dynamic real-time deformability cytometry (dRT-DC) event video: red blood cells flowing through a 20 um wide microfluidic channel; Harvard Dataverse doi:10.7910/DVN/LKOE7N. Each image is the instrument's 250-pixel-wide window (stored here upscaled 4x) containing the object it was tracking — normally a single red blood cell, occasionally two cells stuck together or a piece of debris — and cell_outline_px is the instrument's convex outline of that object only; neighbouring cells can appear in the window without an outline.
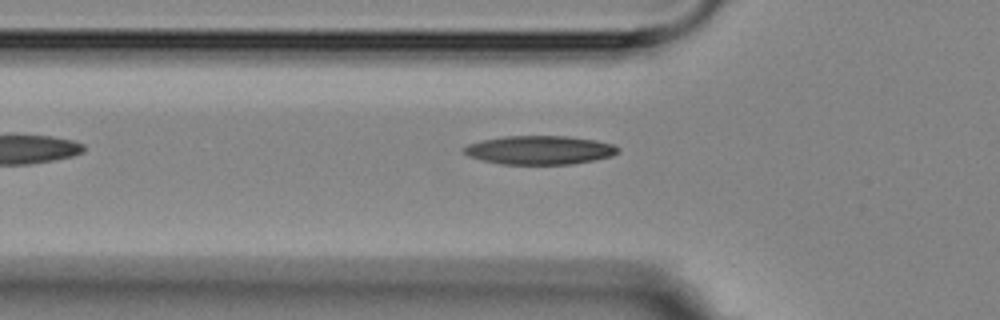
{"species": "Egyptian fruit bat (a non-hibernating species)", "species_latin": "Rousettus aegyptiacus", "temperature_condition": "room temperature", "stored_images_in_passage": 4, "camera_frame_rate_fps": 3000, "um_per_image_px": 0.085, "animal": {"sex": "female"}, "frame": {"image": 1, "passage_image": 3, "time_ms": 2.333, "image_size_px": [1000, 320], "cell_outline_px": [[620, 152], [612, 156], [572, 164], [500, 164], [468, 156], [464, 152], [464, 148], [468, 144], [480, 140], [504, 136], [568, 136], [596, 140], [612, 144], [620, 148]], "centroid_in_image_um": [45.89, 12.75], "position_along_channel_um": 79.9, "area_um2": 25.78}}
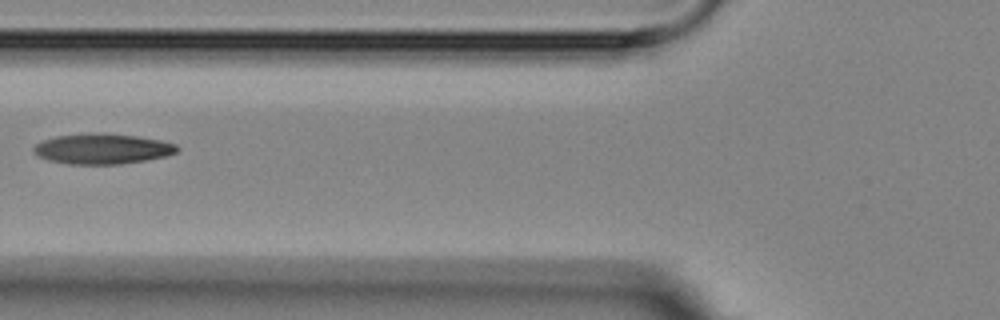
{"frame": {"image": 2, "passage_image": 4, "time_ms": 3.333, "image_size_px": [1000, 320], "cell_outline_px": [[180, 148], [176, 152], [168, 156], [120, 164], [68, 164], [48, 160], [32, 152], [32, 148], [36, 144], [44, 140], [56, 136], [96, 132], [136, 136], [160, 140], [176, 144]], "centroid_in_image_um": [8.7, 12.65], "position_along_channel_um": 117.1, "area_um2": 25.37}}